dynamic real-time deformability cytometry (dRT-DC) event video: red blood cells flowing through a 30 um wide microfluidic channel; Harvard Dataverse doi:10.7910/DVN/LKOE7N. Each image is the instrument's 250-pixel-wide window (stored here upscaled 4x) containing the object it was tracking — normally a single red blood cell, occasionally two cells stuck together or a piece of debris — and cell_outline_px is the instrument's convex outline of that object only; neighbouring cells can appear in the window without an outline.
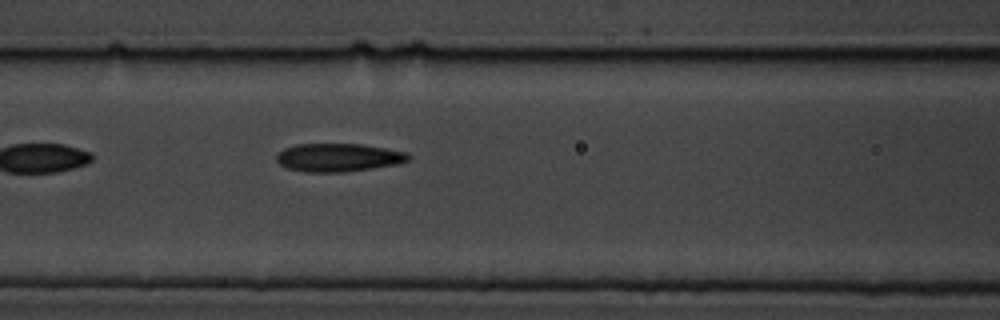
{"species": "common noctule bat (a hibernating species)", "species_latin": "Nyctalus noctula", "temperature_condition": "cold", "stored_images_in_passage": 7, "segment_of_instrument_passage": [1, 2], "camera_frame_rate_fps": 3000, "um_per_image_px": 0.085, "animal": {"sex": "male", "body_mass_g": 19.5, "forearm_length_mm": 54.6}, "frame": {"image": 1, "passage_image": 6, "time_ms": 5.667, "image_size_px": [1000, 320], "cell_outline_px": [[412, 156], [408, 160], [400, 164], [348, 172], [304, 172], [288, 168], [280, 164], [276, 160], [276, 156], [284, 148], [296, 144], [360, 144], [408, 152]], "centroid_in_image_um": [28.8, 13.39], "position_along_channel_um": 137.8, "area_um2": 21.85}}